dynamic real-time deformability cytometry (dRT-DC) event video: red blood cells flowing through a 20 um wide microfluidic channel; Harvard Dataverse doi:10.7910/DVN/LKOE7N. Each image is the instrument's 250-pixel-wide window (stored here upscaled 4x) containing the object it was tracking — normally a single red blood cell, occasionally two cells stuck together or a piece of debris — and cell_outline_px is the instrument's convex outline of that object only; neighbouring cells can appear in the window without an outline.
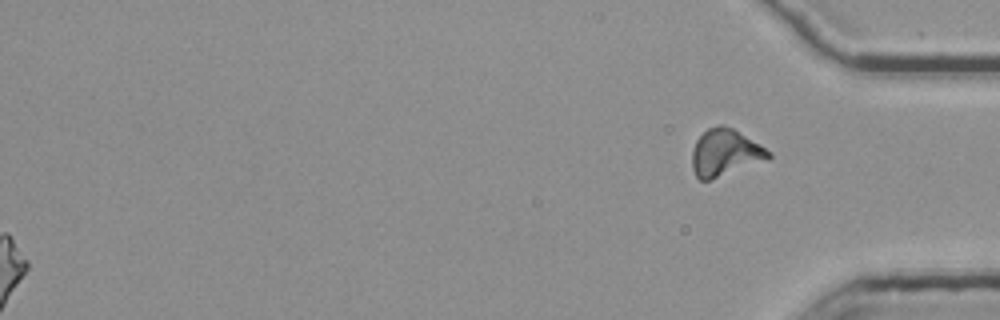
{"species": "common noctule bat (a hibernating species)", "species_latin": "Nyctalus noctula", "temperature_condition": "room temperature", "stored_images_in_passage": 54, "segment_of_instrument_passage": [2, 2], "camera_frame_rate_fps": 3000, "um_per_image_px": 0.085, "animal": {"sex": "female", "body_mass_g": 25.1}, "frame": {"image": 1, "passage_image": 54, "time_ms": 17.667, "image_size_px": [1000, 320], "cell_outline_px": [[772, 156], [768, 160], [712, 180], [700, 180], [696, 176], [692, 168], [692, 152], [696, 140], [708, 128], [720, 124], [732, 128], [760, 144], [772, 152]], "centroid_in_image_um": [61.65, 13.0], "position_along_channel_um": 373.5, "area_um2": 21.04}}